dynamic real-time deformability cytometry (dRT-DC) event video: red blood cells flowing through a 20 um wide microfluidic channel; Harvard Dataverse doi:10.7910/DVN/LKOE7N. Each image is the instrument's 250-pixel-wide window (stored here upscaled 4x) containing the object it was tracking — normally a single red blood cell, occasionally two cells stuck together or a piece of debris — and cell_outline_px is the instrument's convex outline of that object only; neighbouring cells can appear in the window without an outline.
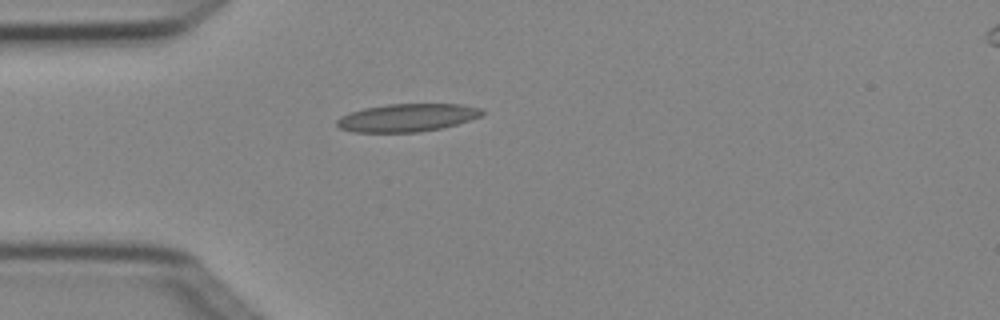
{"species": "Egyptian fruit bat (a non-hibernating species)", "species_latin": "Rousettus aegyptiacus", "temperature_condition": "cold", "stored_images_in_passage": 1, "camera_frame_rate_fps": 3000, "um_per_image_px": 0.085, "animal": {"sex": "female"}, "frame": {"image": 1, "passage_image": 1, "time_ms": 0.0, "image_size_px": [1000, 320], "cell_outline_px": [[484, 112], [480, 116], [456, 124], [440, 128], [416, 132], [352, 132], [340, 128], [336, 124], [336, 120], [340, 116], [364, 108], [388, 104], [460, 104], [480, 108]], "centroid_in_image_um": [34.57, 10.0], "position_along_channel_um": 50.4, "area_um2": 23.35}}